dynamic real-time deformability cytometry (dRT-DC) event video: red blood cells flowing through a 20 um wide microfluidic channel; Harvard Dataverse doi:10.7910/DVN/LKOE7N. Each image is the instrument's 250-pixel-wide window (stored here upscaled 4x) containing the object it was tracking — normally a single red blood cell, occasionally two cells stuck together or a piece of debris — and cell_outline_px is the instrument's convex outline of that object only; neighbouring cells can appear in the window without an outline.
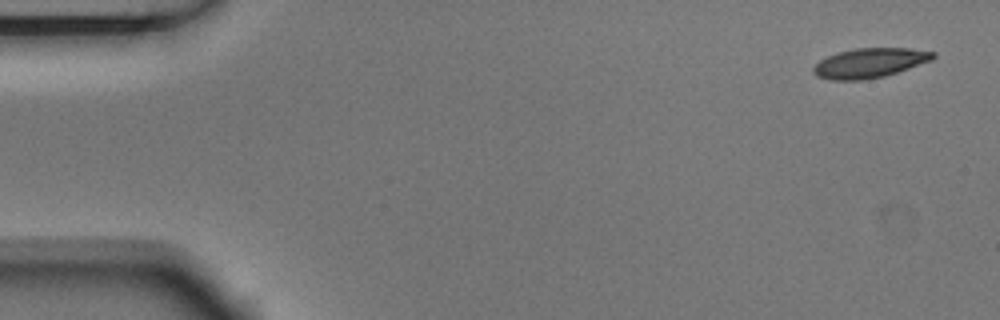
{"species": "Egyptian fruit bat (a non-hibernating species)", "species_latin": "Rousettus aegyptiacus", "temperature_condition": "room temperature", "stored_images_in_passage": 5, "camera_frame_rate_fps": 3000, "um_per_image_px": 0.085, "animal": {"sex": "male"}, "frame": {"image": 1, "passage_image": 1, "time_ms": 0.0, "image_size_px": [1000, 320], "cell_outline_px": [[936, 56], [932, 60], [884, 76], [860, 80], [832, 80], [816, 76], [812, 72], [812, 68], [820, 60], [836, 52], [856, 48], [908, 48], [936, 52]], "centroid_in_image_um": [73.9, 5.34], "position_along_channel_um": 11.1, "area_um2": 20.58}}
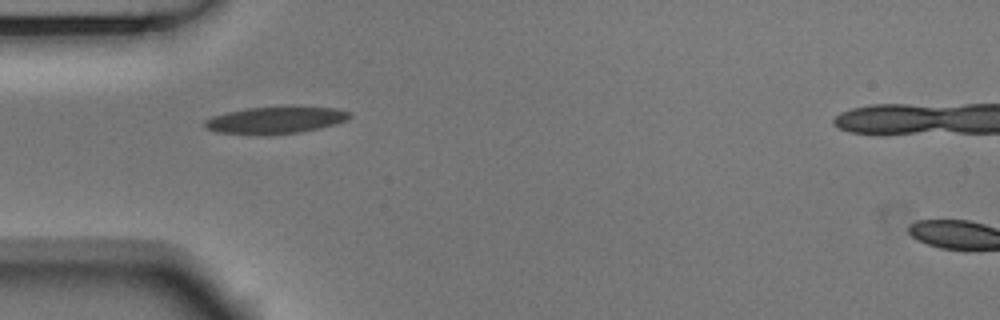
{"frame": {"image": 2, "passage_image": 4, "time_ms": 1.0, "image_size_px": [1000, 320], "cell_outline_px": [[352, 116], [348, 120], [336, 124], [320, 128], [300, 132], [216, 132], [204, 128], [204, 120], [212, 116], [228, 112], [248, 108], [288, 104], [336, 108], [352, 112]], "centroid_in_image_um": [23.54, 10.12], "position_along_channel_um": 61.5, "area_um2": 22.72}}
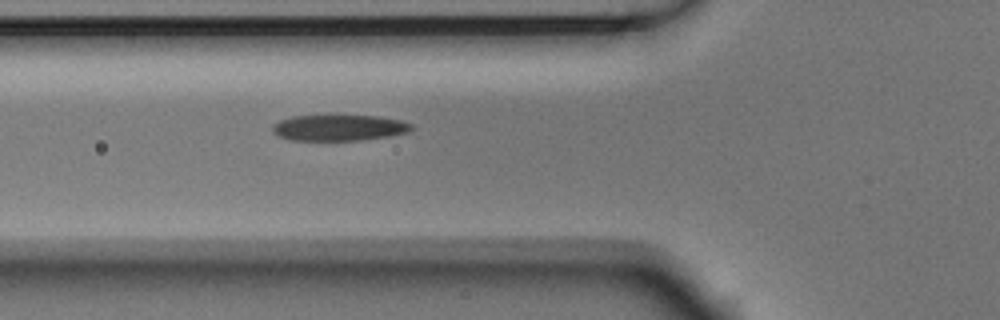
{"frame": {"image": 3, "passage_image": 5, "time_ms": 1.333, "image_size_px": [1000, 320], "cell_outline_px": [[412, 128], [408, 132], [388, 136], [360, 140], [292, 140], [276, 136], [272, 132], [272, 124], [280, 120], [292, 116], [376, 116], [400, 120], [412, 124]], "centroid_in_image_um": [28.76, 10.86], "position_along_channel_um": 97.0, "area_um2": 20.92}}